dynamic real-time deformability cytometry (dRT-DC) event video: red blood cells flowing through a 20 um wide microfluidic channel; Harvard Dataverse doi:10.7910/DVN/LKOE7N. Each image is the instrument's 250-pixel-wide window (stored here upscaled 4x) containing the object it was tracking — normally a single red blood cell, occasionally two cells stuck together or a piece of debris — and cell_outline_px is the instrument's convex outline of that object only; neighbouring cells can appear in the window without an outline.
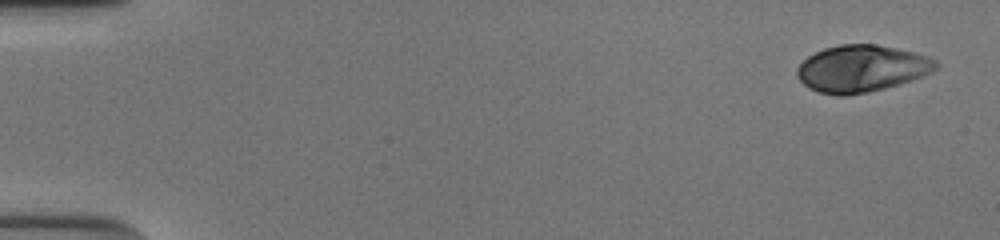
{"species": "human", "species_latin": "Homo sapiens", "temperature_condition": "cold", "stored_images_in_passage": 52, "camera_frame_rate_fps": 3000, "um_per_image_px": 0.085, "donor": {"sex": "male"}, "frame": {"image": 1, "passage_image": 1, "time_ms": 0.0, "image_size_px": [1000, 240], "cell_outline_px": [[940, 64], [932, 72], [924, 76], [900, 84], [868, 92], [848, 96], [836, 96], [820, 92], [808, 88], [796, 76], [796, 68], [808, 56], [824, 48], [840, 44], [876, 44], [896, 48], [928, 56], [936, 60]], "centroid_in_image_um": [73.24, 5.83], "position_along_channel_um": 11.8, "area_um2": 38.15}}
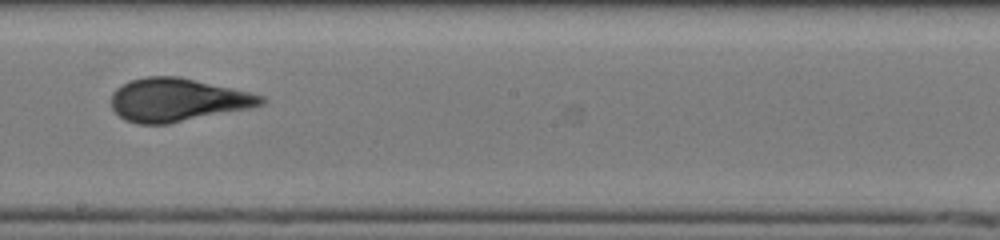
{"frame": {"image": 2, "passage_image": 30, "time_ms": 9.667, "image_size_px": [1000, 240], "cell_outline_px": [[268, 100], [264, 104], [252, 108], [168, 124], [136, 124], [124, 120], [112, 108], [112, 92], [116, 88], [132, 80], [144, 76], [180, 76], [232, 88], [264, 96]], "centroid_in_image_um": [15.1, 8.5], "position_along_channel_um": 233.1, "area_um2": 37.92}}
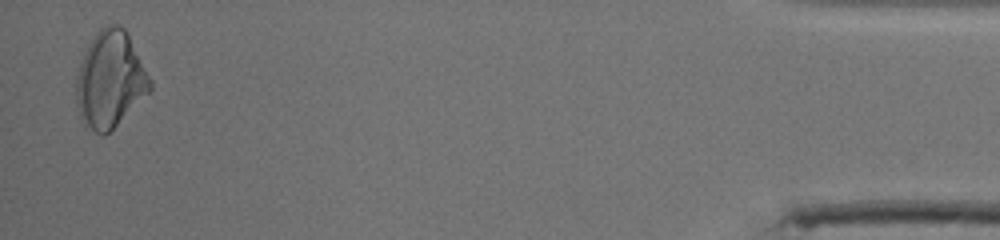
{"frame": {"image": 3, "passage_image": 51, "time_ms": 16.667, "image_size_px": [1000, 240], "cell_outline_px": [[152, 92], [104, 136], [100, 136], [84, 124], [80, 116], [76, 104], [76, 76], [84, 52], [88, 44], [96, 32], [100, 28], [108, 24], [116, 24], [124, 28], [128, 32], [152, 80]], "centroid_in_image_um": [9.38, 6.76], "position_along_channel_um": 425.8, "area_um2": 42.02}, "authors_computed_cell_mechanics": {"area_um2": 37.4833, "velocity_mm_per_s": 3.8685, "shape_relaxation_time_tau1_ms": 6.1611, "shape_relaxation_time_tau2_ms": null, "deformation_change_tau1": 0.2016, "deformation_change_tau2": null}}